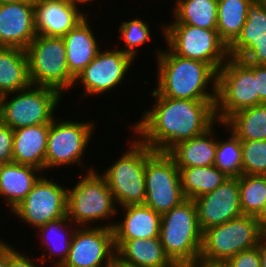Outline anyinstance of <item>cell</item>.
<instances>
[{
    "label": "cell",
    "instance_id": "cell-22",
    "mask_svg": "<svg viewBox=\"0 0 266 267\" xmlns=\"http://www.w3.org/2000/svg\"><path fill=\"white\" fill-rule=\"evenodd\" d=\"M62 38L70 74L76 78L100 52L99 42L87 17Z\"/></svg>",
    "mask_w": 266,
    "mask_h": 267
},
{
    "label": "cell",
    "instance_id": "cell-9",
    "mask_svg": "<svg viewBox=\"0 0 266 267\" xmlns=\"http://www.w3.org/2000/svg\"><path fill=\"white\" fill-rule=\"evenodd\" d=\"M31 85L51 87L61 94L74 87L62 37L37 35L26 49Z\"/></svg>",
    "mask_w": 266,
    "mask_h": 267
},
{
    "label": "cell",
    "instance_id": "cell-11",
    "mask_svg": "<svg viewBox=\"0 0 266 267\" xmlns=\"http://www.w3.org/2000/svg\"><path fill=\"white\" fill-rule=\"evenodd\" d=\"M95 123L90 121L77 122V120H64L54 118L50 124L48 134L47 151L45 155V170L54 167L81 165L83 170H94L85 168L82 163L86 148L93 136Z\"/></svg>",
    "mask_w": 266,
    "mask_h": 267
},
{
    "label": "cell",
    "instance_id": "cell-4",
    "mask_svg": "<svg viewBox=\"0 0 266 267\" xmlns=\"http://www.w3.org/2000/svg\"><path fill=\"white\" fill-rule=\"evenodd\" d=\"M129 146L101 173L120 208L144 204L146 158L154 151L137 137L131 139Z\"/></svg>",
    "mask_w": 266,
    "mask_h": 267
},
{
    "label": "cell",
    "instance_id": "cell-36",
    "mask_svg": "<svg viewBox=\"0 0 266 267\" xmlns=\"http://www.w3.org/2000/svg\"><path fill=\"white\" fill-rule=\"evenodd\" d=\"M236 59L246 63L266 65V34L253 39Z\"/></svg>",
    "mask_w": 266,
    "mask_h": 267
},
{
    "label": "cell",
    "instance_id": "cell-27",
    "mask_svg": "<svg viewBox=\"0 0 266 267\" xmlns=\"http://www.w3.org/2000/svg\"><path fill=\"white\" fill-rule=\"evenodd\" d=\"M219 123L240 141L266 140V103L240 110Z\"/></svg>",
    "mask_w": 266,
    "mask_h": 267
},
{
    "label": "cell",
    "instance_id": "cell-1",
    "mask_svg": "<svg viewBox=\"0 0 266 267\" xmlns=\"http://www.w3.org/2000/svg\"><path fill=\"white\" fill-rule=\"evenodd\" d=\"M132 125L134 135L154 151L167 153L176 144L199 136L217 124L216 100L174 99L159 95Z\"/></svg>",
    "mask_w": 266,
    "mask_h": 267
},
{
    "label": "cell",
    "instance_id": "cell-13",
    "mask_svg": "<svg viewBox=\"0 0 266 267\" xmlns=\"http://www.w3.org/2000/svg\"><path fill=\"white\" fill-rule=\"evenodd\" d=\"M54 181L41 176L11 213L35 229L66 216L68 189Z\"/></svg>",
    "mask_w": 266,
    "mask_h": 267
},
{
    "label": "cell",
    "instance_id": "cell-44",
    "mask_svg": "<svg viewBox=\"0 0 266 267\" xmlns=\"http://www.w3.org/2000/svg\"><path fill=\"white\" fill-rule=\"evenodd\" d=\"M182 267H224L222 264H208L201 261H196L190 264H186Z\"/></svg>",
    "mask_w": 266,
    "mask_h": 267
},
{
    "label": "cell",
    "instance_id": "cell-7",
    "mask_svg": "<svg viewBox=\"0 0 266 267\" xmlns=\"http://www.w3.org/2000/svg\"><path fill=\"white\" fill-rule=\"evenodd\" d=\"M98 172H85L73 188H67L66 215L77 227H91V222L110 220L120 210L105 178Z\"/></svg>",
    "mask_w": 266,
    "mask_h": 267
},
{
    "label": "cell",
    "instance_id": "cell-10",
    "mask_svg": "<svg viewBox=\"0 0 266 267\" xmlns=\"http://www.w3.org/2000/svg\"><path fill=\"white\" fill-rule=\"evenodd\" d=\"M165 44L176 55L210 64L218 71L229 58L228 46L217 30L187 24L161 26Z\"/></svg>",
    "mask_w": 266,
    "mask_h": 267
},
{
    "label": "cell",
    "instance_id": "cell-39",
    "mask_svg": "<svg viewBox=\"0 0 266 267\" xmlns=\"http://www.w3.org/2000/svg\"><path fill=\"white\" fill-rule=\"evenodd\" d=\"M31 256L19 252L18 249L9 257L6 267H41L40 264L42 261H39V264H35L33 259H30Z\"/></svg>",
    "mask_w": 266,
    "mask_h": 267
},
{
    "label": "cell",
    "instance_id": "cell-33",
    "mask_svg": "<svg viewBox=\"0 0 266 267\" xmlns=\"http://www.w3.org/2000/svg\"><path fill=\"white\" fill-rule=\"evenodd\" d=\"M229 138L219 141L214 165L228 177L242 174V148L240 140L229 130Z\"/></svg>",
    "mask_w": 266,
    "mask_h": 267
},
{
    "label": "cell",
    "instance_id": "cell-35",
    "mask_svg": "<svg viewBox=\"0 0 266 267\" xmlns=\"http://www.w3.org/2000/svg\"><path fill=\"white\" fill-rule=\"evenodd\" d=\"M242 174L266 175V140L240 141Z\"/></svg>",
    "mask_w": 266,
    "mask_h": 267
},
{
    "label": "cell",
    "instance_id": "cell-29",
    "mask_svg": "<svg viewBox=\"0 0 266 267\" xmlns=\"http://www.w3.org/2000/svg\"><path fill=\"white\" fill-rule=\"evenodd\" d=\"M182 192L186 199H196L214 191L229 177L215 165L178 168Z\"/></svg>",
    "mask_w": 266,
    "mask_h": 267
},
{
    "label": "cell",
    "instance_id": "cell-40",
    "mask_svg": "<svg viewBox=\"0 0 266 267\" xmlns=\"http://www.w3.org/2000/svg\"><path fill=\"white\" fill-rule=\"evenodd\" d=\"M255 77L259 99L266 103V65L255 64Z\"/></svg>",
    "mask_w": 266,
    "mask_h": 267
},
{
    "label": "cell",
    "instance_id": "cell-31",
    "mask_svg": "<svg viewBox=\"0 0 266 267\" xmlns=\"http://www.w3.org/2000/svg\"><path fill=\"white\" fill-rule=\"evenodd\" d=\"M266 34V8L260 0H253L248 6L247 19L240 35L228 47L229 57L236 58L253 39Z\"/></svg>",
    "mask_w": 266,
    "mask_h": 267
},
{
    "label": "cell",
    "instance_id": "cell-26",
    "mask_svg": "<svg viewBox=\"0 0 266 267\" xmlns=\"http://www.w3.org/2000/svg\"><path fill=\"white\" fill-rule=\"evenodd\" d=\"M31 85L26 50L0 47V97Z\"/></svg>",
    "mask_w": 266,
    "mask_h": 267
},
{
    "label": "cell",
    "instance_id": "cell-42",
    "mask_svg": "<svg viewBox=\"0 0 266 267\" xmlns=\"http://www.w3.org/2000/svg\"><path fill=\"white\" fill-rule=\"evenodd\" d=\"M258 250L260 255V266L266 267V232H263L260 238Z\"/></svg>",
    "mask_w": 266,
    "mask_h": 267
},
{
    "label": "cell",
    "instance_id": "cell-38",
    "mask_svg": "<svg viewBox=\"0 0 266 267\" xmlns=\"http://www.w3.org/2000/svg\"><path fill=\"white\" fill-rule=\"evenodd\" d=\"M14 130L0 120V165L13 161Z\"/></svg>",
    "mask_w": 266,
    "mask_h": 267
},
{
    "label": "cell",
    "instance_id": "cell-32",
    "mask_svg": "<svg viewBox=\"0 0 266 267\" xmlns=\"http://www.w3.org/2000/svg\"><path fill=\"white\" fill-rule=\"evenodd\" d=\"M238 184L242 214L258 217L266 203V175L241 174Z\"/></svg>",
    "mask_w": 266,
    "mask_h": 267
},
{
    "label": "cell",
    "instance_id": "cell-34",
    "mask_svg": "<svg viewBox=\"0 0 266 267\" xmlns=\"http://www.w3.org/2000/svg\"><path fill=\"white\" fill-rule=\"evenodd\" d=\"M140 18H132L123 21L119 26L120 37L125 40V48L121 49L124 53L130 55L134 61L138 54V47L151 40V30L148 22Z\"/></svg>",
    "mask_w": 266,
    "mask_h": 267
},
{
    "label": "cell",
    "instance_id": "cell-48",
    "mask_svg": "<svg viewBox=\"0 0 266 267\" xmlns=\"http://www.w3.org/2000/svg\"><path fill=\"white\" fill-rule=\"evenodd\" d=\"M260 1L263 3L264 7L266 8V0H260Z\"/></svg>",
    "mask_w": 266,
    "mask_h": 267
},
{
    "label": "cell",
    "instance_id": "cell-25",
    "mask_svg": "<svg viewBox=\"0 0 266 267\" xmlns=\"http://www.w3.org/2000/svg\"><path fill=\"white\" fill-rule=\"evenodd\" d=\"M76 228L77 226L67 217V215L38 227L37 231L39 232H37V234L39 233L38 236L44 246V252L47 251L48 256H46L47 254H43L36 259H40L43 264L47 263L50 259V261L54 263L53 266L61 267L68 257L71 241ZM55 256H57V258H55Z\"/></svg>",
    "mask_w": 266,
    "mask_h": 267
},
{
    "label": "cell",
    "instance_id": "cell-12",
    "mask_svg": "<svg viewBox=\"0 0 266 267\" xmlns=\"http://www.w3.org/2000/svg\"><path fill=\"white\" fill-rule=\"evenodd\" d=\"M145 183L144 205L160 215L186 199L182 192L179 169L167 153L153 151L146 158Z\"/></svg>",
    "mask_w": 266,
    "mask_h": 267
},
{
    "label": "cell",
    "instance_id": "cell-41",
    "mask_svg": "<svg viewBox=\"0 0 266 267\" xmlns=\"http://www.w3.org/2000/svg\"><path fill=\"white\" fill-rule=\"evenodd\" d=\"M16 251L11 244L7 242L0 241V267H6L9 257Z\"/></svg>",
    "mask_w": 266,
    "mask_h": 267
},
{
    "label": "cell",
    "instance_id": "cell-18",
    "mask_svg": "<svg viewBox=\"0 0 266 267\" xmlns=\"http://www.w3.org/2000/svg\"><path fill=\"white\" fill-rule=\"evenodd\" d=\"M34 8L36 33L46 37H63L89 15L66 0H34Z\"/></svg>",
    "mask_w": 266,
    "mask_h": 267
},
{
    "label": "cell",
    "instance_id": "cell-3",
    "mask_svg": "<svg viewBox=\"0 0 266 267\" xmlns=\"http://www.w3.org/2000/svg\"><path fill=\"white\" fill-rule=\"evenodd\" d=\"M202 235L192 199L183 200L161 215V243L166 255L177 267L199 261Z\"/></svg>",
    "mask_w": 266,
    "mask_h": 267
},
{
    "label": "cell",
    "instance_id": "cell-47",
    "mask_svg": "<svg viewBox=\"0 0 266 267\" xmlns=\"http://www.w3.org/2000/svg\"><path fill=\"white\" fill-rule=\"evenodd\" d=\"M23 0H0V4H6V3H17Z\"/></svg>",
    "mask_w": 266,
    "mask_h": 267
},
{
    "label": "cell",
    "instance_id": "cell-45",
    "mask_svg": "<svg viewBox=\"0 0 266 267\" xmlns=\"http://www.w3.org/2000/svg\"><path fill=\"white\" fill-rule=\"evenodd\" d=\"M70 5L79 8V5H83L85 6V4H89L88 2H92L94 0H66Z\"/></svg>",
    "mask_w": 266,
    "mask_h": 267
},
{
    "label": "cell",
    "instance_id": "cell-37",
    "mask_svg": "<svg viewBox=\"0 0 266 267\" xmlns=\"http://www.w3.org/2000/svg\"><path fill=\"white\" fill-rule=\"evenodd\" d=\"M222 265L224 267H261L258 245L254 248L241 251L227 259Z\"/></svg>",
    "mask_w": 266,
    "mask_h": 267
},
{
    "label": "cell",
    "instance_id": "cell-46",
    "mask_svg": "<svg viewBox=\"0 0 266 267\" xmlns=\"http://www.w3.org/2000/svg\"><path fill=\"white\" fill-rule=\"evenodd\" d=\"M112 267H136L123 263L117 257L114 258Z\"/></svg>",
    "mask_w": 266,
    "mask_h": 267
},
{
    "label": "cell",
    "instance_id": "cell-24",
    "mask_svg": "<svg viewBox=\"0 0 266 267\" xmlns=\"http://www.w3.org/2000/svg\"><path fill=\"white\" fill-rule=\"evenodd\" d=\"M213 128L176 144L167 152L178 168L214 165L218 140Z\"/></svg>",
    "mask_w": 266,
    "mask_h": 267
},
{
    "label": "cell",
    "instance_id": "cell-20",
    "mask_svg": "<svg viewBox=\"0 0 266 267\" xmlns=\"http://www.w3.org/2000/svg\"><path fill=\"white\" fill-rule=\"evenodd\" d=\"M116 257L136 267H177L166 255L160 237L114 240Z\"/></svg>",
    "mask_w": 266,
    "mask_h": 267
},
{
    "label": "cell",
    "instance_id": "cell-30",
    "mask_svg": "<svg viewBox=\"0 0 266 267\" xmlns=\"http://www.w3.org/2000/svg\"><path fill=\"white\" fill-rule=\"evenodd\" d=\"M253 0H218L217 31L229 47L240 35Z\"/></svg>",
    "mask_w": 266,
    "mask_h": 267
},
{
    "label": "cell",
    "instance_id": "cell-16",
    "mask_svg": "<svg viewBox=\"0 0 266 267\" xmlns=\"http://www.w3.org/2000/svg\"><path fill=\"white\" fill-rule=\"evenodd\" d=\"M198 223L203 231L241 217L238 177H229L214 191L194 199Z\"/></svg>",
    "mask_w": 266,
    "mask_h": 267
},
{
    "label": "cell",
    "instance_id": "cell-17",
    "mask_svg": "<svg viewBox=\"0 0 266 267\" xmlns=\"http://www.w3.org/2000/svg\"><path fill=\"white\" fill-rule=\"evenodd\" d=\"M36 36L34 0L0 4V47L26 50Z\"/></svg>",
    "mask_w": 266,
    "mask_h": 267
},
{
    "label": "cell",
    "instance_id": "cell-28",
    "mask_svg": "<svg viewBox=\"0 0 266 267\" xmlns=\"http://www.w3.org/2000/svg\"><path fill=\"white\" fill-rule=\"evenodd\" d=\"M173 21L168 24H187L217 30L218 0H177Z\"/></svg>",
    "mask_w": 266,
    "mask_h": 267
},
{
    "label": "cell",
    "instance_id": "cell-2",
    "mask_svg": "<svg viewBox=\"0 0 266 267\" xmlns=\"http://www.w3.org/2000/svg\"><path fill=\"white\" fill-rule=\"evenodd\" d=\"M166 48L156 52L158 83L154 90L174 99L216 100L217 71L210 64L183 58Z\"/></svg>",
    "mask_w": 266,
    "mask_h": 267
},
{
    "label": "cell",
    "instance_id": "cell-5",
    "mask_svg": "<svg viewBox=\"0 0 266 267\" xmlns=\"http://www.w3.org/2000/svg\"><path fill=\"white\" fill-rule=\"evenodd\" d=\"M260 104L264 103L257 93L255 64L229 57L217 71V121L225 122L232 114Z\"/></svg>",
    "mask_w": 266,
    "mask_h": 267
},
{
    "label": "cell",
    "instance_id": "cell-23",
    "mask_svg": "<svg viewBox=\"0 0 266 267\" xmlns=\"http://www.w3.org/2000/svg\"><path fill=\"white\" fill-rule=\"evenodd\" d=\"M43 171L30 165L9 162L0 165V198L13 211L31 191Z\"/></svg>",
    "mask_w": 266,
    "mask_h": 267
},
{
    "label": "cell",
    "instance_id": "cell-21",
    "mask_svg": "<svg viewBox=\"0 0 266 267\" xmlns=\"http://www.w3.org/2000/svg\"><path fill=\"white\" fill-rule=\"evenodd\" d=\"M49 129L50 124H40L14 130L13 162L44 171Z\"/></svg>",
    "mask_w": 266,
    "mask_h": 267
},
{
    "label": "cell",
    "instance_id": "cell-6",
    "mask_svg": "<svg viewBox=\"0 0 266 267\" xmlns=\"http://www.w3.org/2000/svg\"><path fill=\"white\" fill-rule=\"evenodd\" d=\"M262 234L257 217L247 215L210 227L203 231L199 261L223 264L241 251L256 247Z\"/></svg>",
    "mask_w": 266,
    "mask_h": 267
},
{
    "label": "cell",
    "instance_id": "cell-43",
    "mask_svg": "<svg viewBox=\"0 0 266 267\" xmlns=\"http://www.w3.org/2000/svg\"><path fill=\"white\" fill-rule=\"evenodd\" d=\"M257 220L259 222L260 228L263 232H266V203L265 206L260 213V215L257 217Z\"/></svg>",
    "mask_w": 266,
    "mask_h": 267
},
{
    "label": "cell",
    "instance_id": "cell-15",
    "mask_svg": "<svg viewBox=\"0 0 266 267\" xmlns=\"http://www.w3.org/2000/svg\"><path fill=\"white\" fill-rule=\"evenodd\" d=\"M134 59L121 48L100 50L97 56L75 78L74 86L82 84V97L109 93L125 80Z\"/></svg>",
    "mask_w": 266,
    "mask_h": 267
},
{
    "label": "cell",
    "instance_id": "cell-19",
    "mask_svg": "<svg viewBox=\"0 0 266 267\" xmlns=\"http://www.w3.org/2000/svg\"><path fill=\"white\" fill-rule=\"evenodd\" d=\"M123 220L113 221L114 240L160 237L161 215L146 205L122 207Z\"/></svg>",
    "mask_w": 266,
    "mask_h": 267
},
{
    "label": "cell",
    "instance_id": "cell-8",
    "mask_svg": "<svg viewBox=\"0 0 266 267\" xmlns=\"http://www.w3.org/2000/svg\"><path fill=\"white\" fill-rule=\"evenodd\" d=\"M10 94H14L13 98ZM62 96L56 89L35 85L5 94L0 97V120L13 130L51 124Z\"/></svg>",
    "mask_w": 266,
    "mask_h": 267
},
{
    "label": "cell",
    "instance_id": "cell-14",
    "mask_svg": "<svg viewBox=\"0 0 266 267\" xmlns=\"http://www.w3.org/2000/svg\"><path fill=\"white\" fill-rule=\"evenodd\" d=\"M106 224L77 227L61 267H112L116 257L113 223Z\"/></svg>",
    "mask_w": 266,
    "mask_h": 267
}]
</instances>
